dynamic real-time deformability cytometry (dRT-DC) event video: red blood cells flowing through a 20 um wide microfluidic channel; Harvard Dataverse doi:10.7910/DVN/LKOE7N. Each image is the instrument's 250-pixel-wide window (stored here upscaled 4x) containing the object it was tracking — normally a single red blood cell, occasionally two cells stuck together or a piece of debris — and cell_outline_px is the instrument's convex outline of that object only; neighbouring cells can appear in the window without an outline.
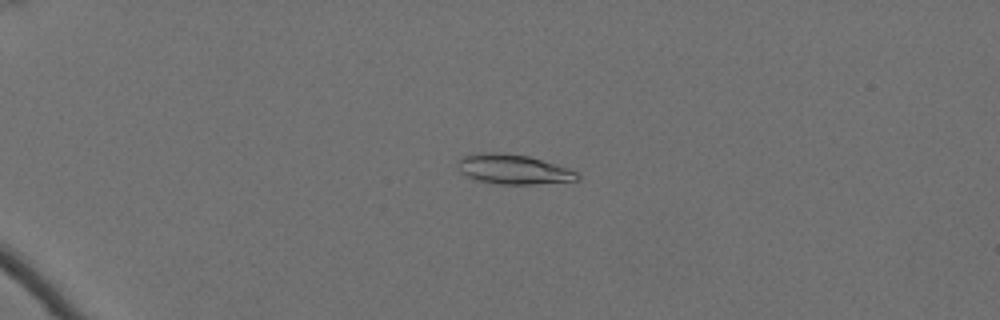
{"species": "Egyptian fruit bat (a non-hibernating species)", "species_latin": "Rousettus aegyptiacus", "temperature_condition": "cold", "stored_images_in_passage": 62, "camera_frame_rate_fps": 3000, "um_per_image_px": 0.085, "animal": {"sex": "female"}, "frame": {"image": 1, "passage_image": 18, "time_ms": 5.667, "image_size_px": [1000, 320], "cell_outline_px": [[580, 180], [532, 184], [500, 184], [476, 180], [460, 172], [456, 164], [460, 156], [488, 152], [500, 152], [528, 156], [568, 168], [576, 172], [580, 176]], "centroid_in_image_um": [43.6, 14.38], "position_along_channel_um": 41.4, "area_um2": 20.63}}
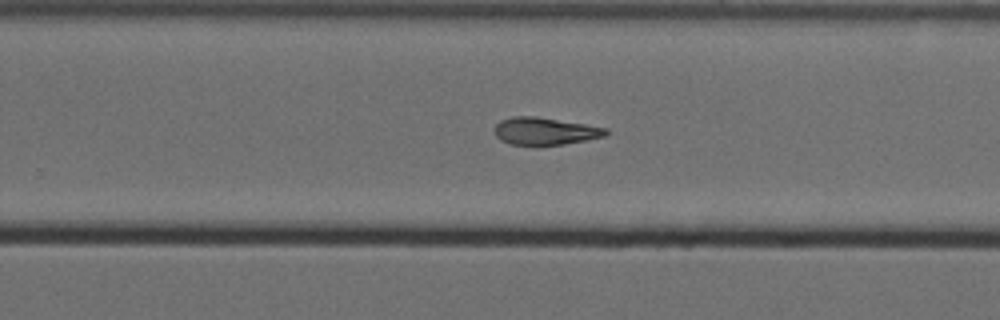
{"frame": {"image": 2, "passage_image": 44, "time_ms": 14.333, "image_size_px": [1000, 320], "cell_outline_px": [[608, 132], [604, 136], [564, 144], [536, 148], [512, 144], [500, 140], [496, 136], [492, 128], [500, 120], [512, 116], [536, 116], [608, 128]], "centroid_in_image_um": [46.24, 11.17], "position_along_channel_um": 283.6, "area_um2": 18.32}}
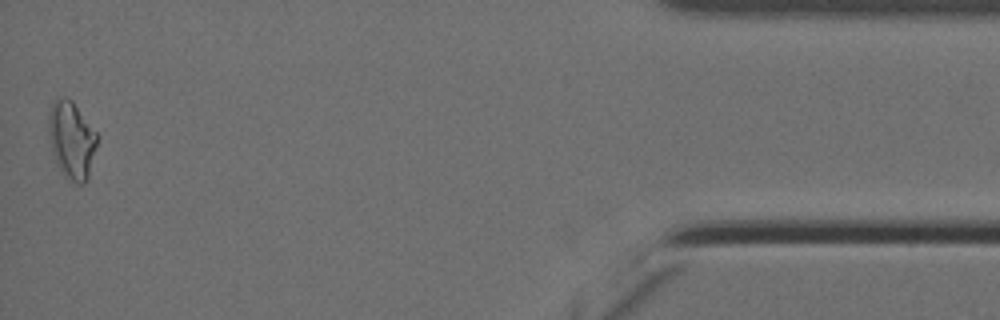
{"frame": {"image": 3, "passage_image": 62, "time_ms": 20.333, "image_size_px": [1000, 320], "cell_outline_px": [[100, 136], [88, 180], [84, 184], [76, 184], [64, 176], [56, 164], [52, 152], [48, 132], [48, 116], [52, 100], [64, 96], [72, 100]], "centroid_in_image_um": [6.1, 11.9], "position_along_channel_um": 429.1, "area_um2": 22.54}, "authors_computed_cell_mechanics": {"area_um2": 19.3052, "velocity_mm_per_s": 3.4968, "shape_relaxation_time_tau1_ms": null, "shape_relaxation_time_tau2_ms": 8.9907, "deformation_change_tau1": null, "deformation_change_tau2": 0.1864}}